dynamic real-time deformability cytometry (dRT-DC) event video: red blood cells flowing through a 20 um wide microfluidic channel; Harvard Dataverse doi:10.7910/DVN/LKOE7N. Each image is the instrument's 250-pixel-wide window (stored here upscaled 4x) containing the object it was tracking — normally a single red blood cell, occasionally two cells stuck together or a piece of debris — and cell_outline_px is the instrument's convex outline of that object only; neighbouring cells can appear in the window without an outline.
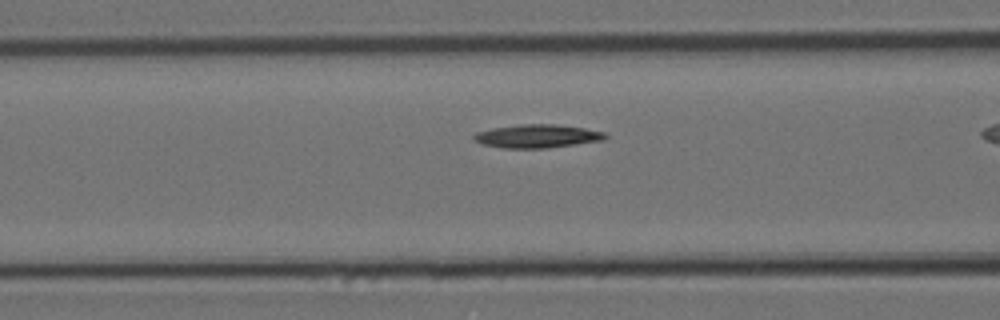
{"species": "Egyptian fruit bat (a non-hibernating species)", "species_latin": "Rousettus aegyptiacus", "temperature_condition": "cold", "stored_images_in_passage": 38, "camera_frame_rate_fps": 3000, "um_per_image_px": 0.085, "animal": {"sex": "female"}, "frame": {"image": 1, "passage_image": 16, "time_ms": 5.0, "image_size_px": [1000, 320], "cell_outline_px": [[608, 136], [604, 140], [548, 148], [504, 148], [484, 144], [472, 140], [472, 136], [476, 132], [492, 128], [520, 124], [556, 124], [584, 128], [604, 132]], "centroid_in_image_um": [45.65, 11.57], "position_along_channel_um": 120.9, "area_um2": 17.92}}
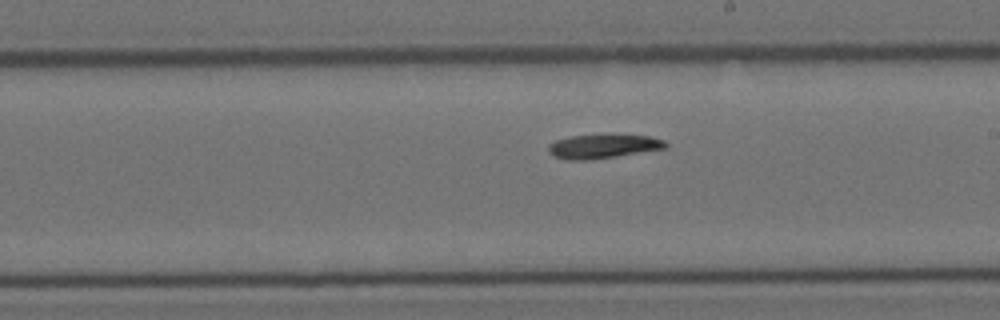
{"frame": {"image": 2, "passage_image": 26, "time_ms": 8.333, "image_size_px": [1000, 320], "cell_outline_px": [[668, 148], [592, 160], [564, 160], [552, 156], [548, 152], [548, 144], [556, 140], [572, 136], [648, 136], [664, 140], [668, 144]], "centroid_in_image_um": [51.23, 12.47], "position_along_channel_um": 237.8, "area_um2": 16.18}}
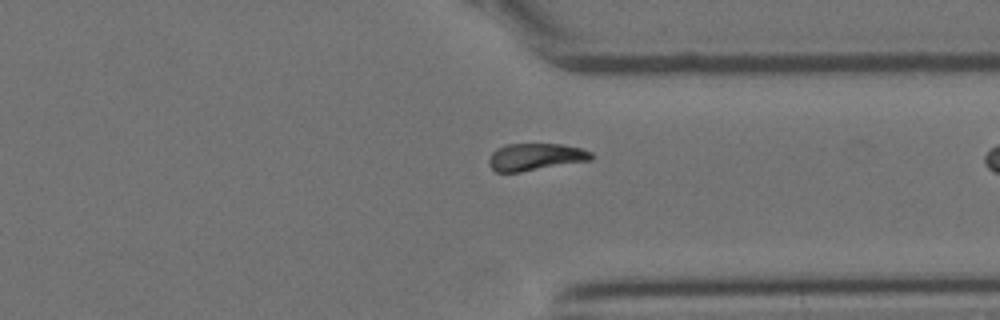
{"frame": {"image": 3, "passage_image": 37, "time_ms": 12.0, "image_size_px": [1000, 320], "cell_outline_px": [[592, 160], [520, 172], [496, 172], [488, 164], [488, 160], [492, 152], [496, 148], [504, 144], [560, 144], [580, 148], [592, 152]], "centroid_in_image_um": [45.48, 13.33], "position_along_channel_um": 365.9, "area_um2": 16.24}}